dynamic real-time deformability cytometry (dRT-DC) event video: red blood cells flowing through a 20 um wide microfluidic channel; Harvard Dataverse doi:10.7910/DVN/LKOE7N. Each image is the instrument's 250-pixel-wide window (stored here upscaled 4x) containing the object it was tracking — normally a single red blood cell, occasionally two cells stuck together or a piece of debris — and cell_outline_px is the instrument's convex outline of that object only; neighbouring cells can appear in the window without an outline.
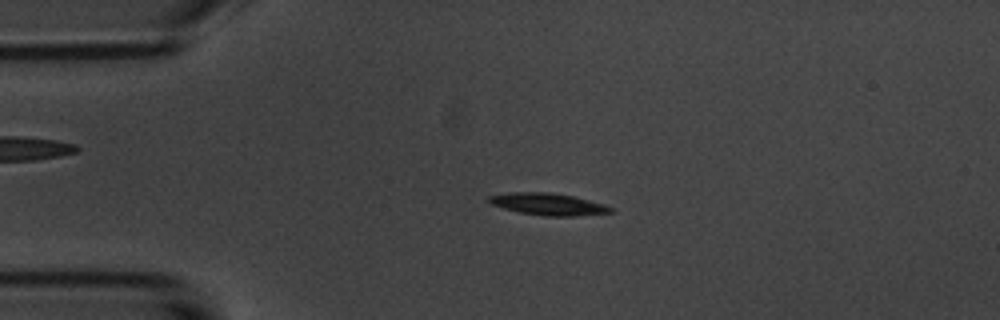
{"species": "common noctule bat (a hibernating species)", "species_latin": "Nyctalus noctula", "temperature_condition": "room temperature", "stored_images_in_passage": 4, "camera_frame_rate_fps": 3000, "um_per_image_px": 0.085, "animal": {"sex": "male", "body_mass_g": 20.1, "forearm_length_mm": 53.5}, "frame": {"image": 1, "passage_image": 2, "time_ms": 2.0, "image_size_px": [1000, 320], "cell_outline_px": [[616, 212], [576, 216], [544, 216], [520, 212], [504, 208], [492, 204], [488, 200], [488, 196], [508, 192], [548, 192], [572, 196], [604, 204], [612, 208]], "centroid_in_image_um": [46.61, 17.35], "position_along_channel_um": 38.4, "area_um2": 15.49}}